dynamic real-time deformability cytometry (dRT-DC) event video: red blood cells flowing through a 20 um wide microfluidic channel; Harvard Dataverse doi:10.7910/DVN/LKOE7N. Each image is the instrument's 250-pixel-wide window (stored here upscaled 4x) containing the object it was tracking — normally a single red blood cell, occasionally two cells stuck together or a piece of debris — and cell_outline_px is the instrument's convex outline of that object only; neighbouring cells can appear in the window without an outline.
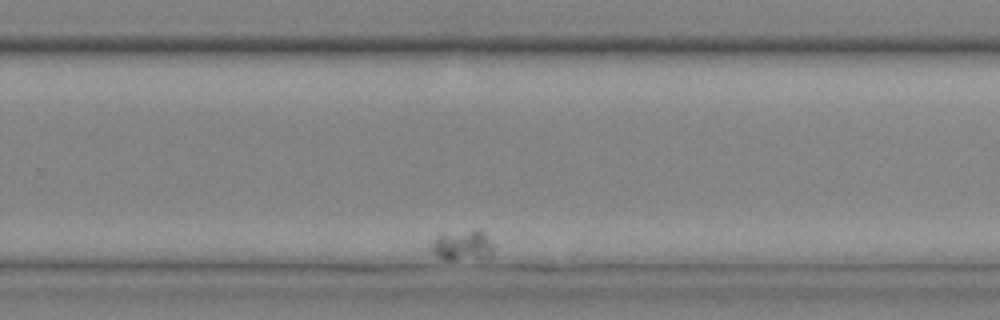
{"species": "common noctule bat (a hibernating species)", "species_latin": "Nyctalus noctula", "temperature_condition": "cold", "stored_images_in_passage": 26, "camera_frame_rate_fps": 3000, "um_per_image_px": 0.085, "animal": {"sex": "male", "body_mass_g": 20.4}, "frame": {"image": 1, "passage_image": 21, "time_ms": 6.667, "image_size_px": [1000, 320], "cell_outline_px": [[496, 248], [492, 256], [452, 260], [444, 260], [436, 256], [432, 252], [432, 240], [440, 232], [480, 228], [492, 240]], "centroid_in_image_um": [39.34, 20.8], "position_along_channel_um": 290.5, "area_um2": 11.68}}